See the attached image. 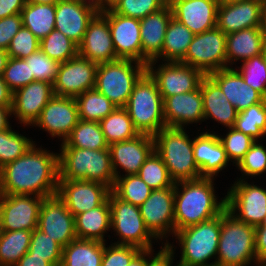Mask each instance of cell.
I'll return each mask as SVG.
<instances>
[{
	"mask_svg": "<svg viewBox=\"0 0 266 266\" xmlns=\"http://www.w3.org/2000/svg\"><path fill=\"white\" fill-rule=\"evenodd\" d=\"M59 180L95 181L112 190L116 177L109 149L62 147L59 154Z\"/></svg>",
	"mask_w": 266,
	"mask_h": 266,
	"instance_id": "3957f363",
	"label": "cell"
},
{
	"mask_svg": "<svg viewBox=\"0 0 266 266\" xmlns=\"http://www.w3.org/2000/svg\"><path fill=\"white\" fill-rule=\"evenodd\" d=\"M255 227L222 212L220 239L215 266H248L255 256Z\"/></svg>",
	"mask_w": 266,
	"mask_h": 266,
	"instance_id": "8992f818",
	"label": "cell"
},
{
	"mask_svg": "<svg viewBox=\"0 0 266 266\" xmlns=\"http://www.w3.org/2000/svg\"><path fill=\"white\" fill-rule=\"evenodd\" d=\"M163 248L155 255L151 257V260L147 261L146 266H172L174 250L169 242L164 244Z\"/></svg>",
	"mask_w": 266,
	"mask_h": 266,
	"instance_id": "6f0895ef",
	"label": "cell"
},
{
	"mask_svg": "<svg viewBox=\"0 0 266 266\" xmlns=\"http://www.w3.org/2000/svg\"><path fill=\"white\" fill-rule=\"evenodd\" d=\"M168 3V0H121L113 10L115 13L143 19L147 15L159 11Z\"/></svg>",
	"mask_w": 266,
	"mask_h": 266,
	"instance_id": "681fc988",
	"label": "cell"
},
{
	"mask_svg": "<svg viewBox=\"0 0 266 266\" xmlns=\"http://www.w3.org/2000/svg\"><path fill=\"white\" fill-rule=\"evenodd\" d=\"M111 229L109 199L102 205L75 216V232L78 239L105 242L104 233Z\"/></svg>",
	"mask_w": 266,
	"mask_h": 266,
	"instance_id": "1f68e13d",
	"label": "cell"
},
{
	"mask_svg": "<svg viewBox=\"0 0 266 266\" xmlns=\"http://www.w3.org/2000/svg\"><path fill=\"white\" fill-rule=\"evenodd\" d=\"M98 64L80 55L60 63L53 84L55 96L76 98L95 88Z\"/></svg>",
	"mask_w": 266,
	"mask_h": 266,
	"instance_id": "4fadbf2b",
	"label": "cell"
},
{
	"mask_svg": "<svg viewBox=\"0 0 266 266\" xmlns=\"http://www.w3.org/2000/svg\"><path fill=\"white\" fill-rule=\"evenodd\" d=\"M40 49L59 63H64L78 55V45L56 29L40 41Z\"/></svg>",
	"mask_w": 266,
	"mask_h": 266,
	"instance_id": "b9f144b4",
	"label": "cell"
},
{
	"mask_svg": "<svg viewBox=\"0 0 266 266\" xmlns=\"http://www.w3.org/2000/svg\"><path fill=\"white\" fill-rule=\"evenodd\" d=\"M139 209L147 229L156 239L175 233L174 187L152 190Z\"/></svg>",
	"mask_w": 266,
	"mask_h": 266,
	"instance_id": "e0dca14e",
	"label": "cell"
},
{
	"mask_svg": "<svg viewBox=\"0 0 266 266\" xmlns=\"http://www.w3.org/2000/svg\"><path fill=\"white\" fill-rule=\"evenodd\" d=\"M229 129L225 138L219 135L218 138L225 149L228 160H233L237 165L255 140L251 136L237 131L234 127Z\"/></svg>",
	"mask_w": 266,
	"mask_h": 266,
	"instance_id": "c3c4849f",
	"label": "cell"
},
{
	"mask_svg": "<svg viewBox=\"0 0 266 266\" xmlns=\"http://www.w3.org/2000/svg\"><path fill=\"white\" fill-rule=\"evenodd\" d=\"M33 231H0V266H15L30 247Z\"/></svg>",
	"mask_w": 266,
	"mask_h": 266,
	"instance_id": "74e56055",
	"label": "cell"
},
{
	"mask_svg": "<svg viewBox=\"0 0 266 266\" xmlns=\"http://www.w3.org/2000/svg\"><path fill=\"white\" fill-rule=\"evenodd\" d=\"M266 47L262 27L242 29L226 35V63L248 60L264 53Z\"/></svg>",
	"mask_w": 266,
	"mask_h": 266,
	"instance_id": "4dcf8cb0",
	"label": "cell"
},
{
	"mask_svg": "<svg viewBox=\"0 0 266 266\" xmlns=\"http://www.w3.org/2000/svg\"><path fill=\"white\" fill-rule=\"evenodd\" d=\"M61 147L80 149H109L99 122L79 120Z\"/></svg>",
	"mask_w": 266,
	"mask_h": 266,
	"instance_id": "d590c367",
	"label": "cell"
},
{
	"mask_svg": "<svg viewBox=\"0 0 266 266\" xmlns=\"http://www.w3.org/2000/svg\"><path fill=\"white\" fill-rule=\"evenodd\" d=\"M234 128L255 141L266 135V99L238 112Z\"/></svg>",
	"mask_w": 266,
	"mask_h": 266,
	"instance_id": "ab89813d",
	"label": "cell"
},
{
	"mask_svg": "<svg viewBox=\"0 0 266 266\" xmlns=\"http://www.w3.org/2000/svg\"><path fill=\"white\" fill-rule=\"evenodd\" d=\"M53 96L52 84L33 81L13 93L12 114L25 126L33 125Z\"/></svg>",
	"mask_w": 266,
	"mask_h": 266,
	"instance_id": "d4e9b609",
	"label": "cell"
},
{
	"mask_svg": "<svg viewBox=\"0 0 266 266\" xmlns=\"http://www.w3.org/2000/svg\"><path fill=\"white\" fill-rule=\"evenodd\" d=\"M79 120L76 99L54 95L33 125L49 132L52 137H62L64 142Z\"/></svg>",
	"mask_w": 266,
	"mask_h": 266,
	"instance_id": "ac0fdd59",
	"label": "cell"
},
{
	"mask_svg": "<svg viewBox=\"0 0 266 266\" xmlns=\"http://www.w3.org/2000/svg\"><path fill=\"white\" fill-rule=\"evenodd\" d=\"M153 250H141L131 261L127 266H146L147 261L150 259L152 255ZM150 255V256H149ZM148 257L149 259L145 258Z\"/></svg>",
	"mask_w": 266,
	"mask_h": 266,
	"instance_id": "6125c7cd",
	"label": "cell"
},
{
	"mask_svg": "<svg viewBox=\"0 0 266 266\" xmlns=\"http://www.w3.org/2000/svg\"><path fill=\"white\" fill-rule=\"evenodd\" d=\"M133 63L136 64L135 67ZM146 70L145 64L132 59L100 63L96 72L95 89L117 107H125L134 85Z\"/></svg>",
	"mask_w": 266,
	"mask_h": 266,
	"instance_id": "ba28073f",
	"label": "cell"
},
{
	"mask_svg": "<svg viewBox=\"0 0 266 266\" xmlns=\"http://www.w3.org/2000/svg\"><path fill=\"white\" fill-rule=\"evenodd\" d=\"M140 251V248L131 245L111 244L106 247L104 243L101 266H127Z\"/></svg>",
	"mask_w": 266,
	"mask_h": 266,
	"instance_id": "db71d44e",
	"label": "cell"
},
{
	"mask_svg": "<svg viewBox=\"0 0 266 266\" xmlns=\"http://www.w3.org/2000/svg\"><path fill=\"white\" fill-rule=\"evenodd\" d=\"M59 154L36 148L0 169V194L49 197L57 194Z\"/></svg>",
	"mask_w": 266,
	"mask_h": 266,
	"instance_id": "6da1fadb",
	"label": "cell"
},
{
	"mask_svg": "<svg viewBox=\"0 0 266 266\" xmlns=\"http://www.w3.org/2000/svg\"><path fill=\"white\" fill-rule=\"evenodd\" d=\"M193 153L201 177L214 178L229 162L225 149L215 133L204 132L195 137Z\"/></svg>",
	"mask_w": 266,
	"mask_h": 266,
	"instance_id": "f1b7e54d",
	"label": "cell"
},
{
	"mask_svg": "<svg viewBox=\"0 0 266 266\" xmlns=\"http://www.w3.org/2000/svg\"><path fill=\"white\" fill-rule=\"evenodd\" d=\"M108 148L115 177H119L118 166L125 170L126 175H135L154 151V138L139 134L133 139L113 143Z\"/></svg>",
	"mask_w": 266,
	"mask_h": 266,
	"instance_id": "603a6c76",
	"label": "cell"
},
{
	"mask_svg": "<svg viewBox=\"0 0 266 266\" xmlns=\"http://www.w3.org/2000/svg\"><path fill=\"white\" fill-rule=\"evenodd\" d=\"M209 76L219 85L228 101L241 112L265 98L247 85L238 69L224 68L212 72Z\"/></svg>",
	"mask_w": 266,
	"mask_h": 266,
	"instance_id": "83f0119b",
	"label": "cell"
},
{
	"mask_svg": "<svg viewBox=\"0 0 266 266\" xmlns=\"http://www.w3.org/2000/svg\"><path fill=\"white\" fill-rule=\"evenodd\" d=\"M99 123L108 145L130 140L139 135L124 107H117Z\"/></svg>",
	"mask_w": 266,
	"mask_h": 266,
	"instance_id": "8d00e7d4",
	"label": "cell"
},
{
	"mask_svg": "<svg viewBox=\"0 0 266 266\" xmlns=\"http://www.w3.org/2000/svg\"><path fill=\"white\" fill-rule=\"evenodd\" d=\"M256 264H266V225L255 227Z\"/></svg>",
	"mask_w": 266,
	"mask_h": 266,
	"instance_id": "9f6ffc18",
	"label": "cell"
},
{
	"mask_svg": "<svg viewBox=\"0 0 266 266\" xmlns=\"http://www.w3.org/2000/svg\"><path fill=\"white\" fill-rule=\"evenodd\" d=\"M203 97L204 120L209 117L228 128H233L238 117L237 109L228 101L219 85L205 75L200 83Z\"/></svg>",
	"mask_w": 266,
	"mask_h": 266,
	"instance_id": "f546056e",
	"label": "cell"
},
{
	"mask_svg": "<svg viewBox=\"0 0 266 266\" xmlns=\"http://www.w3.org/2000/svg\"><path fill=\"white\" fill-rule=\"evenodd\" d=\"M75 99L78 106L79 119L83 121L100 122L117 108L95 88L85 91Z\"/></svg>",
	"mask_w": 266,
	"mask_h": 266,
	"instance_id": "f35d334b",
	"label": "cell"
},
{
	"mask_svg": "<svg viewBox=\"0 0 266 266\" xmlns=\"http://www.w3.org/2000/svg\"><path fill=\"white\" fill-rule=\"evenodd\" d=\"M166 127L184 128V125L204 120L203 97L200 86L192 91L163 98Z\"/></svg>",
	"mask_w": 266,
	"mask_h": 266,
	"instance_id": "484cf974",
	"label": "cell"
},
{
	"mask_svg": "<svg viewBox=\"0 0 266 266\" xmlns=\"http://www.w3.org/2000/svg\"><path fill=\"white\" fill-rule=\"evenodd\" d=\"M60 0H26L28 3L56 5Z\"/></svg>",
	"mask_w": 266,
	"mask_h": 266,
	"instance_id": "003e7915",
	"label": "cell"
},
{
	"mask_svg": "<svg viewBox=\"0 0 266 266\" xmlns=\"http://www.w3.org/2000/svg\"><path fill=\"white\" fill-rule=\"evenodd\" d=\"M2 77L13 93L34 81V76H30L29 63L18 58L8 59Z\"/></svg>",
	"mask_w": 266,
	"mask_h": 266,
	"instance_id": "f907efd6",
	"label": "cell"
},
{
	"mask_svg": "<svg viewBox=\"0 0 266 266\" xmlns=\"http://www.w3.org/2000/svg\"><path fill=\"white\" fill-rule=\"evenodd\" d=\"M26 0H0V19L21 14Z\"/></svg>",
	"mask_w": 266,
	"mask_h": 266,
	"instance_id": "680465c9",
	"label": "cell"
},
{
	"mask_svg": "<svg viewBox=\"0 0 266 266\" xmlns=\"http://www.w3.org/2000/svg\"><path fill=\"white\" fill-rule=\"evenodd\" d=\"M111 191L121 200L140 207L150 196L152 189L135 174L123 177L119 175Z\"/></svg>",
	"mask_w": 266,
	"mask_h": 266,
	"instance_id": "60d3db41",
	"label": "cell"
},
{
	"mask_svg": "<svg viewBox=\"0 0 266 266\" xmlns=\"http://www.w3.org/2000/svg\"><path fill=\"white\" fill-rule=\"evenodd\" d=\"M21 16L23 26L40 41L55 29V5L26 2Z\"/></svg>",
	"mask_w": 266,
	"mask_h": 266,
	"instance_id": "e575fe53",
	"label": "cell"
},
{
	"mask_svg": "<svg viewBox=\"0 0 266 266\" xmlns=\"http://www.w3.org/2000/svg\"><path fill=\"white\" fill-rule=\"evenodd\" d=\"M264 7H266V0H258Z\"/></svg>",
	"mask_w": 266,
	"mask_h": 266,
	"instance_id": "8c879c8a",
	"label": "cell"
},
{
	"mask_svg": "<svg viewBox=\"0 0 266 266\" xmlns=\"http://www.w3.org/2000/svg\"><path fill=\"white\" fill-rule=\"evenodd\" d=\"M102 14L108 19L116 56L142 63L140 20L117 14L113 10Z\"/></svg>",
	"mask_w": 266,
	"mask_h": 266,
	"instance_id": "d6986e66",
	"label": "cell"
},
{
	"mask_svg": "<svg viewBox=\"0 0 266 266\" xmlns=\"http://www.w3.org/2000/svg\"><path fill=\"white\" fill-rule=\"evenodd\" d=\"M78 55L97 64L119 59L113 46L108 19L97 13L89 22L82 42L78 45Z\"/></svg>",
	"mask_w": 266,
	"mask_h": 266,
	"instance_id": "44dd1931",
	"label": "cell"
},
{
	"mask_svg": "<svg viewBox=\"0 0 266 266\" xmlns=\"http://www.w3.org/2000/svg\"><path fill=\"white\" fill-rule=\"evenodd\" d=\"M63 247L38 228L31 235L28 253L33 257L45 258L52 266H61Z\"/></svg>",
	"mask_w": 266,
	"mask_h": 266,
	"instance_id": "f6af8a7d",
	"label": "cell"
},
{
	"mask_svg": "<svg viewBox=\"0 0 266 266\" xmlns=\"http://www.w3.org/2000/svg\"><path fill=\"white\" fill-rule=\"evenodd\" d=\"M139 134L154 136L166 127L163 98L155 80L146 71L134 85L124 107Z\"/></svg>",
	"mask_w": 266,
	"mask_h": 266,
	"instance_id": "5b68a950",
	"label": "cell"
},
{
	"mask_svg": "<svg viewBox=\"0 0 266 266\" xmlns=\"http://www.w3.org/2000/svg\"><path fill=\"white\" fill-rule=\"evenodd\" d=\"M9 55L6 50L0 49V76L3 75L4 69L6 68Z\"/></svg>",
	"mask_w": 266,
	"mask_h": 266,
	"instance_id": "03108f58",
	"label": "cell"
},
{
	"mask_svg": "<svg viewBox=\"0 0 266 266\" xmlns=\"http://www.w3.org/2000/svg\"><path fill=\"white\" fill-rule=\"evenodd\" d=\"M42 201L40 196L0 194V231L36 229Z\"/></svg>",
	"mask_w": 266,
	"mask_h": 266,
	"instance_id": "5bb4252c",
	"label": "cell"
},
{
	"mask_svg": "<svg viewBox=\"0 0 266 266\" xmlns=\"http://www.w3.org/2000/svg\"><path fill=\"white\" fill-rule=\"evenodd\" d=\"M222 213L202 223L186 227L174 233L182 248L177 266H215L207 262L217 256Z\"/></svg>",
	"mask_w": 266,
	"mask_h": 266,
	"instance_id": "52a82bcc",
	"label": "cell"
},
{
	"mask_svg": "<svg viewBox=\"0 0 266 266\" xmlns=\"http://www.w3.org/2000/svg\"><path fill=\"white\" fill-rule=\"evenodd\" d=\"M111 210V228L120 241L117 245H131L141 250L152 249V238L157 240L147 229L139 207L118 198L112 191L108 196Z\"/></svg>",
	"mask_w": 266,
	"mask_h": 266,
	"instance_id": "9c48e42d",
	"label": "cell"
},
{
	"mask_svg": "<svg viewBox=\"0 0 266 266\" xmlns=\"http://www.w3.org/2000/svg\"><path fill=\"white\" fill-rule=\"evenodd\" d=\"M226 210L238 220L256 227L266 216V190L239 178L226 195Z\"/></svg>",
	"mask_w": 266,
	"mask_h": 266,
	"instance_id": "8fae6325",
	"label": "cell"
},
{
	"mask_svg": "<svg viewBox=\"0 0 266 266\" xmlns=\"http://www.w3.org/2000/svg\"><path fill=\"white\" fill-rule=\"evenodd\" d=\"M181 63L200 70L204 75L227 68L226 34L217 26L195 34Z\"/></svg>",
	"mask_w": 266,
	"mask_h": 266,
	"instance_id": "30bf717a",
	"label": "cell"
},
{
	"mask_svg": "<svg viewBox=\"0 0 266 266\" xmlns=\"http://www.w3.org/2000/svg\"><path fill=\"white\" fill-rule=\"evenodd\" d=\"M195 34L183 23L171 18L166 33L162 53L159 59L166 62H181Z\"/></svg>",
	"mask_w": 266,
	"mask_h": 266,
	"instance_id": "836d02e7",
	"label": "cell"
},
{
	"mask_svg": "<svg viewBox=\"0 0 266 266\" xmlns=\"http://www.w3.org/2000/svg\"><path fill=\"white\" fill-rule=\"evenodd\" d=\"M262 225H266V216H265V218H264V220L262 222Z\"/></svg>",
	"mask_w": 266,
	"mask_h": 266,
	"instance_id": "753ad0ef",
	"label": "cell"
},
{
	"mask_svg": "<svg viewBox=\"0 0 266 266\" xmlns=\"http://www.w3.org/2000/svg\"><path fill=\"white\" fill-rule=\"evenodd\" d=\"M15 266H52L45 258L33 257L28 252L24 254Z\"/></svg>",
	"mask_w": 266,
	"mask_h": 266,
	"instance_id": "94428289",
	"label": "cell"
},
{
	"mask_svg": "<svg viewBox=\"0 0 266 266\" xmlns=\"http://www.w3.org/2000/svg\"><path fill=\"white\" fill-rule=\"evenodd\" d=\"M244 1H248V0H220V2H224V3H238V2H244Z\"/></svg>",
	"mask_w": 266,
	"mask_h": 266,
	"instance_id": "2644e50d",
	"label": "cell"
},
{
	"mask_svg": "<svg viewBox=\"0 0 266 266\" xmlns=\"http://www.w3.org/2000/svg\"><path fill=\"white\" fill-rule=\"evenodd\" d=\"M173 17L170 5L167 3L159 11L140 19V35L142 46V63L157 62L161 56L165 33Z\"/></svg>",
	"mask_w": 266,
	"mask_h": 266,
	"instance_id": "4316f807",
	"label": "cell"
},
{
	"mask_svg": "<svg viewBox=\"0 0 266 266\" xmlns=\"http://www.w3.org/2000/svg\"><path fill=\"white\" fill-rule=\"evenodd\" d=\"M121 0H99V4L96 6L98 13H104L114 10Z\"/></svg>",
	"mask_w": 266,
	"mask_h": 266,
	"instance_id": "e7e4bbea",
	"label": "cell"
},
{
	"mask_svg": "<svg viewBox=\"0 0 266 266\" xmlns=\"http://www.w3.org/2000/svg\"><path fill=\"white\" fill-rule=\"evenodd\" d=\"M111 189L99 182L86 180H59L57 195L75 217L102 205Z\"/></svg>",
	"mask_w": 266,
	"mask_h": 266,
	"instance_id": "2e32d148",
	"label": "cell"
},
{
	"mask_svg": "<svg viewBox=\"0 0 266 266\" xmlns=\"http://www.w3.org/2000/svg\"><path fill=\"white\" fill-rule=\"evenodd\" d=\"M264 55H265V60H266V47H265V50H264Z\"/></svg>",
	"mask_w": 266,
	"mask_h": 266,
	"instance_id": "34e18365",
	"label": "cell"
},
{
	"mask_svg": "<svg viewBox=\"0 0 266 266\" xmlns=\"http://www.w3.org/2000/svg\"><path fill=\"white\" fill-rule=\"evenodd\" d=\"M138 176L152 190L175 187V182L171 179L167 167L155 150L145 160L138 172Z\"/></svg>",
	"mask_w": 266,
	"mask_h": 266,
	"instance_id": "7bdbcfd3",
	"label": "cell"
},
{
	"mask_svg": "<svg viewBox=\"0 0 266 266\" xmlns=\"http://www.w3.org/2000/svg\"><path fill=\"white\" fill-rule=\"evenodd\" d=\"M155 60L149 62L147 72L155 80L162 98L196 90L205 76L200 70L181 62H164L154 70Z\"/></svg>",
	"mask_w": 266,
	"mask_h": 266,
	"instance_id": "7c38bea8",
	"label": "cell"
},
{
	"mask_svg": "<svg viewBox=\"0 0 266 266\" xmlns=\"http://www.w3.org/2000/svg\"><path fill=\"white\" fill-rule=\"evenodd\" d=\"M12 114V107L0 106V132L10 129L9 119Z\"/></svg>",
	"mask_w": 266,
	"mask_h": 266,
	"instance_id": "be15d7a7",
	"label": "cell"
},
{
	"mask_svg": "<svg viewBox=\"0 0 266 266\" xmlns=\"http://www.w3.org/2000/svg\"><path fill=\"white\" fill-rule=\"evenodd\" d=\"M245 83L266 99V60L264 53L243 61L238 71Z\"/></svg>",
	"mask_w": 266,
	"mask_h": 266,
	"instance_id": "bcb514c9",
	"label": "cell"
},
{
	"mask_svg": "<svg viewBox=\"0 0 266 266\" xmlns=\"http://www.w3.org/2000/svg\"><path fill=\"white\" fill-rule=\"evenodd\" d=\"M37 228L53 238L62 247L77 238L75 217L57 194L43 198Z\"/></svg>",
	"mask_w": 266,
	"mask_h": 266,
	"instance_id": "9a60e30c",
	"label": "cell"
},
{
	"mask_svg": "<svg viewBox=\"0 0 266 266\" xmlns=\"http://www.w3.org/2000/svg\"><path fill=\"white\" fill-rule=\"evenodd\" d=\"M220 0H168L173 17L194 34L216 27Z\"/></svg>",
	"mask_w": 266,
	"mask_h": 266,
	"instance_id": "7402d4cb",
	"label": "cell"
},
{
	"mask_svg": "<svg viewBox=\"0 0 266 266\" xmlns=\"http://www.w3.org/2000/svg\"><path fill=\"white\" fill-rule=\"evenodd\" d=\"M13 92L9 89L3 77L0 76V106L12 107Z\"/></svg>",
	"mask_w": 266,
	"mask_h": 266,
	"instance_id": "91938a15",
	"label": "cell"
},
{
	"mask_svg": "<svg viewBox=\"0 0 266 266\" xmlns=\"http://www.w3.org/2000/svg\"><path fill=\"white\" fill-rule=\"evenodd\" d=\"M22 26L21 14L0 19V49L7 51L13 37Z\"/></svg>",
	"mask_w": 266,
	"mask_h": 266,
	"instance_id": "11a10c76",
	"label": "cell"
},
{
	"mask_svg": "<svg viewBox=\"0 0 266 266\" xmlns=\"http://www.w3.org/2000/svg\"><path fill=\"white\" fill-rule=\"evenodd\" d=\"M262 29H263V34L265 36V41H266V7L264 8V11H263Z\"/></svg>",
	"mask_w": 266,
	"mask_h": 266,
	"instance_id": "a7ac6f4b",
	"label": "cell"
},
{
	"mask_svg": "<svg viewBox=\"0 0 266 266\" xmlns=\"http://www.w3.org/2000/svg\"><path fill=\"white\" fill-rule=\"evenodd\" d=\"M40 49V40L27 28L22 26L13 37L7 53L9 58L24 59Z\"/></svg>",
	"mask_w": 266,
	"mask_h": 266,
	"instance_id": "816d5d0a",
	"label": "cell"
},
{
	"mask_svg": "<svg viewBox=\"0 0 266 266\" xmlns=\"http://www.w3.org/2000/svg\"><path fill=\"white\" fill-rule=\"evenodd\" d=\"M213 180L211 177H200L198 179L175 182V232L212 219L226 209V197L221 202H218ZM179 189L182 191H179Z\"/></svg>",
	"mask_w": 266,
	"mask_h": 266,
	"instance_id": "7a4b0ae2",
	"label": "cell"
},
{
	"mask_svg": "<svg viewBox=\"0 0 266 266\" xmlns=\"http://www.w3.org/2000/svg\"><path fill=\"white\" fill-rule=\"evenodd\" d=\"M79 1H83V2L89 3V4H91V5L95 6V7L99 4V0H88V2H87V0H79Z\"/></svg>",
	"mask_w": 266,
	"mask_h": 266,
	"instance_id": "89a4df30",
	"label": "cell"
},
{
	"mask_svg": "<svg viewBox=\"0 0 266 266\" xmlns=\"http://www.w3.org/2000/svg\"><path fill=\"white\" fill-rule=\"evenodd\" d=\"M34 142L11 128L0 132V169L25 154Z\"/></svg>",
	"mask_w": 266,
	"mask_h": 266,
	"instance_id": "ee69618b",
	"label": "cell"
},
{
	"mask_svg": "<svg viewBox=\"0 0 266 266\" xmlns=\"http://www.w3.org/2000/svg\"><path fill=\"white\" fill-rule=\"evenodd\" d=\"M24 60L29 63L30 76H34V81L54 84L60 66L59 62L48 57L41 49Z\"/></svg>",
	"mask_w": 266,
	"mask_h": 266,
	"instance_id": "7dc6e473",
	"label": "cell"
},
{
	"mask_svg": "<svg viewBox=\"0 0 266 266\" xmlns=\"http://www.w3.org/2000/svg\"><path fill=\"white\" fill-rule=\"evenodd\" d=\"M104 242L78 239L63 247L61 266H101Z\"/></svg>",
	"mask_w": 266,
	"mask_h": 266,
	"instance_id": "d6a6232c",
	"label": "cell"
},
{
	"mask_svg": "<svg viewBox=\"0 0 266 266\" xmlns=\"http://www.w3.org/2000/svg\"><path fill=\"white\" fill-rule=\"evenodd\" d=\"M95 6L79 0H60L55 5V29L79 45L89 22L97 14Z\"/></svg>",
	"mask_w": 266,
	"mask_h": 266,
	"instance_id": "ffe728a7",
	"label": "cell"
},
{
	"mask_svg": "<svg viewBox=\"0 0 266 266\" xmlns=\"http://www.w3.org/2000/svg\"><path fill=\"white\" fill-rule=\"evenodd\" d=\"M154 138V150L161 157L174 182L200 178L193 141L184 128L165 127Z\"/></svg>",
	"mask_w": 266,
	"mask_h": 266,
	"instance_id": "277c9868",
	"label": "cell"
},
{
	"mask_svg": "<svg viewBox=\"0 0 266 266\" xmlns=\"http://www.w3.org/2000/svg\"><path fill=\"white\" fill-rule=\"evenodd\" d=\"M237 167L245 175H261L266 171V148L258 144L256 140L237 164Z\"/></svg>",
	"mask_w": 266,
	"mask_h": 266,
	"instance_id": "f5cc1de1",
	"label": "cell"
},
{
	"mask_svg": "<svg viewBox=\"0 0 266 266\" xmlns=\"http://www.w3.org/2000/svg\"><path fill=\"white\" fill-rule=\"evenodd\" d=\"M264 6L258 0L220 2L216 26L226 35L242 29L262 27Z\"/></svg>",
	"mask_w": 266,
	"mask_h": 266,
	"instance_id": "cb8c5ba5",
	"label": "cell"
}]
</instances>
